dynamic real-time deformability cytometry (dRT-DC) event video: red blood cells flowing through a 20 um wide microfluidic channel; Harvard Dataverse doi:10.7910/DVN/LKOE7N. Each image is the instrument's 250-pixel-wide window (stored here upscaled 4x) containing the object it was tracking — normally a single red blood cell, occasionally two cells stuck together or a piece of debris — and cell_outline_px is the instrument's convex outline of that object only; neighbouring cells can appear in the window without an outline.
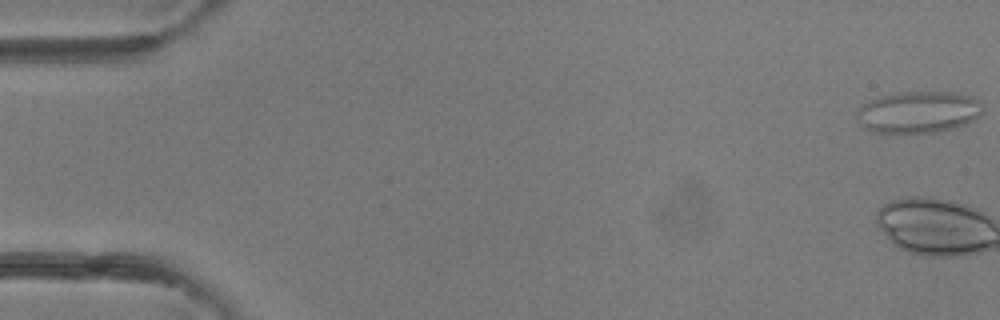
{"species": "common noctule bat (a hibernating species)", "species_latin": "Nyctalus noctula", "temperature_condition": "room temperature", "stored_images_in_passage": 18, "camera_frame_rate_fps": 3000, "um_per_image_px": 0.085, "animal": {"sex": "female"}, "frame": {"image": 1, "passage_image": 1, "time_ms": 0.0, "image_size_px": [1000, 320], "cell_outline_px": [[984, 112], [976, 120], [940, 132], [872, 132], [864, 128], [856, 120], [856, 112], [868, 100], [880, 96], [900, 92], [956, 92], [972, 96], [980, 100], [984, 104]], "centroid_in_image_um": [78.11, 9.52], "position_along_channel_um": 6.9, "area_um2": 31.04}}